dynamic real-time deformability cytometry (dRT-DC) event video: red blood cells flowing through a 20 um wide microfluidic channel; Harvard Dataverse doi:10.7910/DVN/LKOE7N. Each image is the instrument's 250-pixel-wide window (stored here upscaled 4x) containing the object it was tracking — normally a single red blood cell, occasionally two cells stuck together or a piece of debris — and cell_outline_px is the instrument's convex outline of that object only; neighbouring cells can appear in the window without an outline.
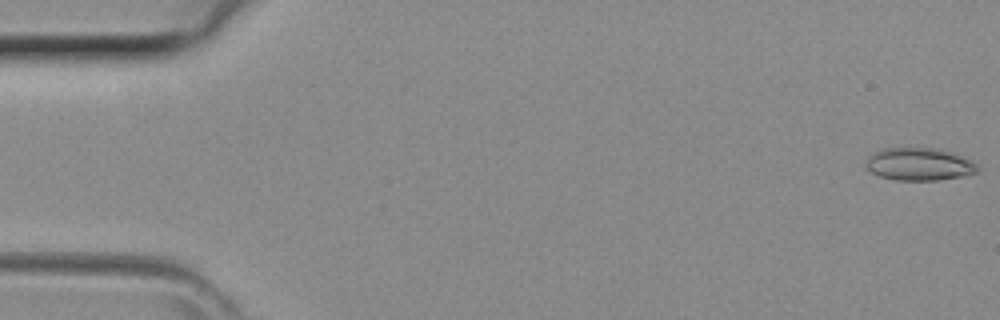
{"species": "common noctule bat (a hibernating species)", "species_latin": "Nyctalus noctula", "temperature_condition": "room temperature", "stored_images_in_passage": 23, "camera_frame_rate_fps": 3000, "um_per_image_px": 0.085, "animal": {"sex": "female", "body_mass_g": 29.2, "forearm_length_mm": 56.3}, "frame": {"image": 1, "passage_image": 1, "time_ms": 0.0, "image_size_px": [1000, 320], "cell_outline_px": [[976, 172], [964, 176], [936, 180], [896, 180], [880, 176], [872, 172], [864, 164], [868, 156], [872, 152], [884, 148], [932, 148], [948, 152], [972, 160], [976, 164]], "centroid_in_image_um": [78.08, 13.96], "position_along_channel_um": 6.9, "area_um2": 20.98}}
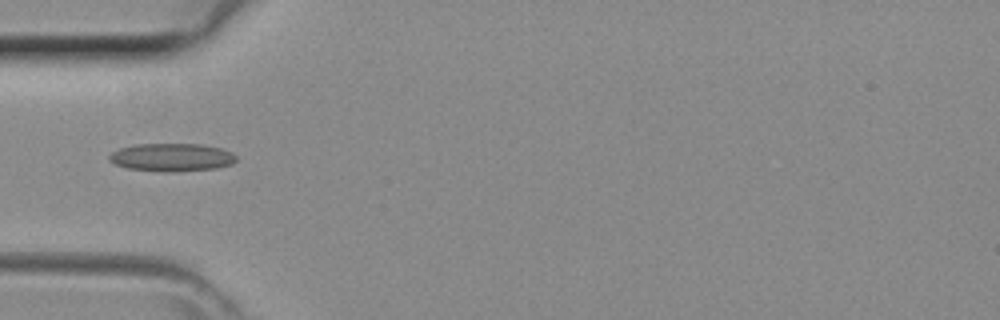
{"frame": {"image": 2, "passage_image": 14, "time_ms": 4.333, "image_size_px": [1000, 320], "cell_outline_px": [[236, 160], [232, 164], [216, 168], [172, 172], [164, 172], [128, 168], [116, 164], [108, 160], [108, 156], [112, 152], [120, 148], [136, 144], [200, 144], [220, 148], [232, 152], [236, 156]], "centroid_in_image_um": [14.6, 13.37], "position_along_channel_um": 70.4, "area_um2": 20.69}}
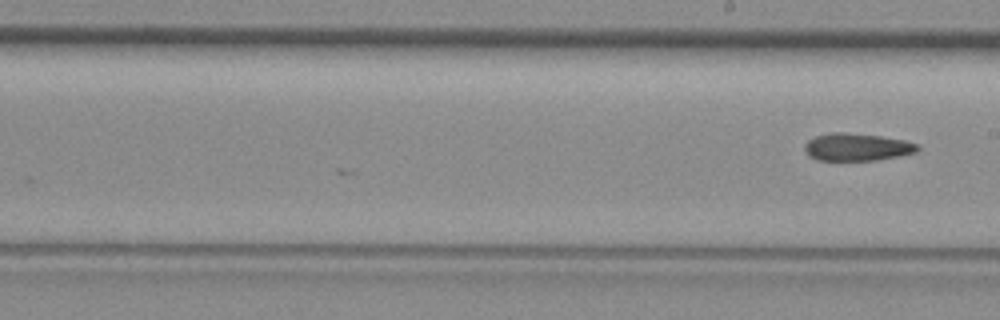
{"frame": {"image": 3, "passage_image": 23, "time_ms": 7.333, "image_size_px": [1000, 320], "cell_outline_px": [[920, 148], [916, 152], [900, 156], [876, 160], [816, 160], [808, 156], [804, 148], [804, 144], [808, 140], [816, 136], [828, 132], [844, 132], [880, 136], [904, 140], [920, 144]], "centroid_in_image_um": [72.84, 12.5], "position_along_channel_um": 216.2, "area_um2": 18.26}}